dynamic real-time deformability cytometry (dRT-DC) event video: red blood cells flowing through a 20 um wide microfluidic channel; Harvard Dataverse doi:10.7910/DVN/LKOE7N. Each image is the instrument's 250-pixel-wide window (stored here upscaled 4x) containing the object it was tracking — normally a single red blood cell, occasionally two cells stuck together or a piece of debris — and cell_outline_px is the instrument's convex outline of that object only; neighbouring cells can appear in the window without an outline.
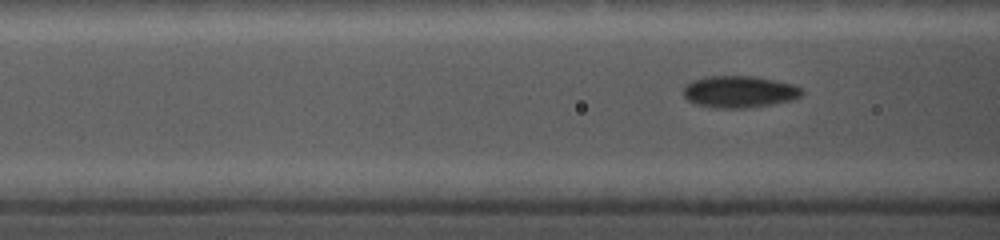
{"species": "common noctule bat (a hibernating species)", "species_latin": "Nyctalus noctula", "temperature_condition": "cold", "stored_images_in_passage": 24, "camera_frame_rate_fps": 5000, "um_per_image_px": 0.085, "animal": {"sex": "female", "body_mass_g": 19.0, "forearm_length_mm": 56.7}, "frame": {"image": 1, "passage_image": 21, "time_ms": 4.0, "image_size_px": [1000, 240], "cell_outline_px": [[804, 92], [800, 96], [792, 100], [748, 108], [712, 108], [696, 104], [688, 100], [684, 96], [684, 84], [692, 80], [708, 76], [756, 76], [776, 80], [792, 84], [800, 88]], "centroid_in_image_um": [62.82, 7.79], "position_along_channel_um": 103.8, "area_um2": 22.08}}